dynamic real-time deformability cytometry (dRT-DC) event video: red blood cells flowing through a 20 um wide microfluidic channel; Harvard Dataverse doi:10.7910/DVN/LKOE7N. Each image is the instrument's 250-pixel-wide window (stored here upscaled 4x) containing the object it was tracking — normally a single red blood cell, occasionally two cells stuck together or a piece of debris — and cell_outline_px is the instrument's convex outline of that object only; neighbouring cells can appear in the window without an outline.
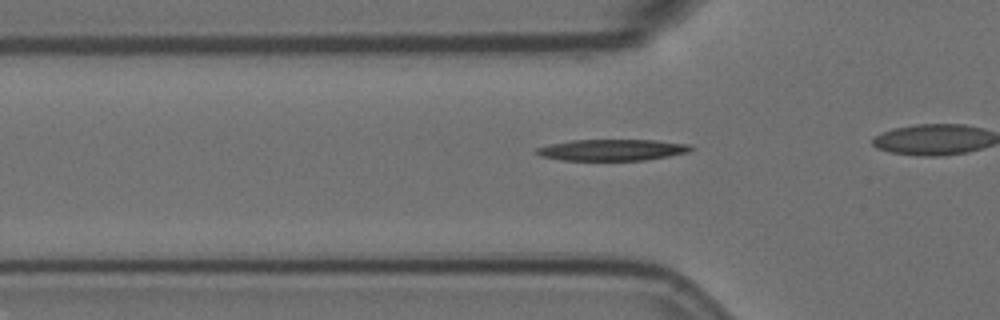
{"species": "Egyptian fruit bat (a non-hibernating species)", "species_latin": "Rousettus aegyptiacus", "temperature_condition": "room temperature", "stored_images_in_passage": 34, "camera_frame_rate_fps": 3000, "um_per_image_px": 0.085, "animal": {"sex": "female"}, "frame": {"image": 1, "passage_image": 8, "time_ms": 2.333, "image_size_px": [1000, 320], "cell_outline_px": [[692, 148], [688, 152], [668, 156], [644, 160], [560, 160], [540, 156], [536, 152], [536, 148], [552, 144], [572, 140], [656, 140], [688, 144]], "centroid_in_image_um": [52.01, 12.74], "position_along_channel_um": 73.8, "area_um2": 18.96}}
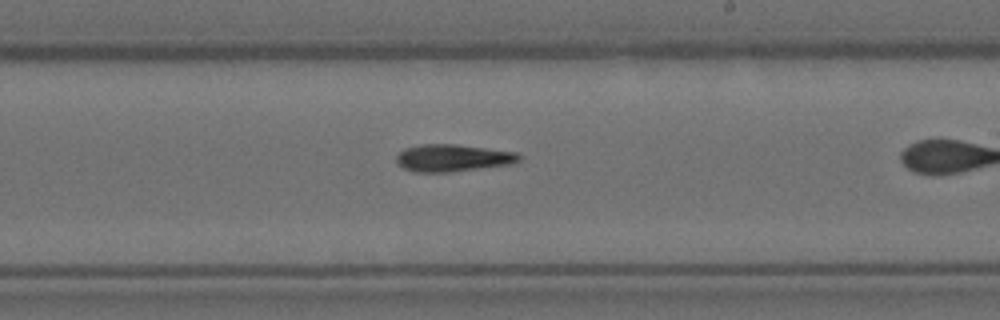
{"frame": {"image": 2, "passage_image": 23, "time_ms": 7.333, "image_size_px": [1000, 320], "cell_outline_px": [[520, 160], [512, 164], [448, 172], [416, 172], [404, 168], [396, 160], [396, 156], [404, 148], [420, 144], [456, 144], [516, 152], [520, 156]], "centroid_in_image_um": [38.48, 13.42], "position_along_channel_um": 250.5, "area_um2": 19.31}}
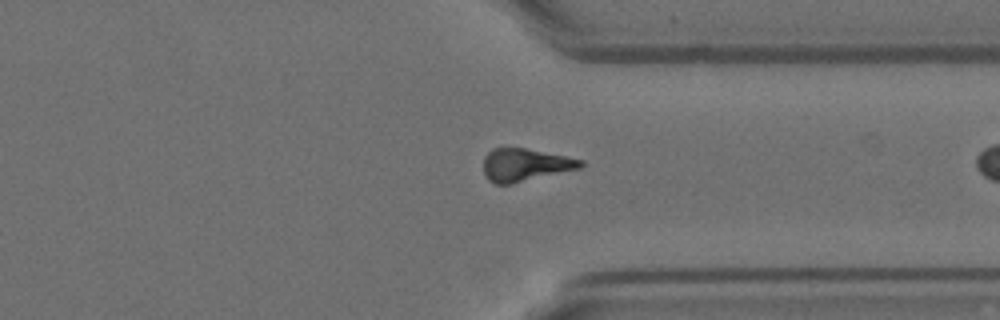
{"frame": {"image": 3, "passage_image": 33, "time_ms": 10.667, "image_size_px": [1000, 320], "cell_outline_px": [[584, 164], [580, 168], [512, 184], [496, 184], [488, 180], [484, 176], [484, 156], [492, 148], [524, 148], [584, 160]], "centroid_in_image_um": [44.6, 14.02], "position_along_channel_um": 366.8, "area_um2": 18.44}}